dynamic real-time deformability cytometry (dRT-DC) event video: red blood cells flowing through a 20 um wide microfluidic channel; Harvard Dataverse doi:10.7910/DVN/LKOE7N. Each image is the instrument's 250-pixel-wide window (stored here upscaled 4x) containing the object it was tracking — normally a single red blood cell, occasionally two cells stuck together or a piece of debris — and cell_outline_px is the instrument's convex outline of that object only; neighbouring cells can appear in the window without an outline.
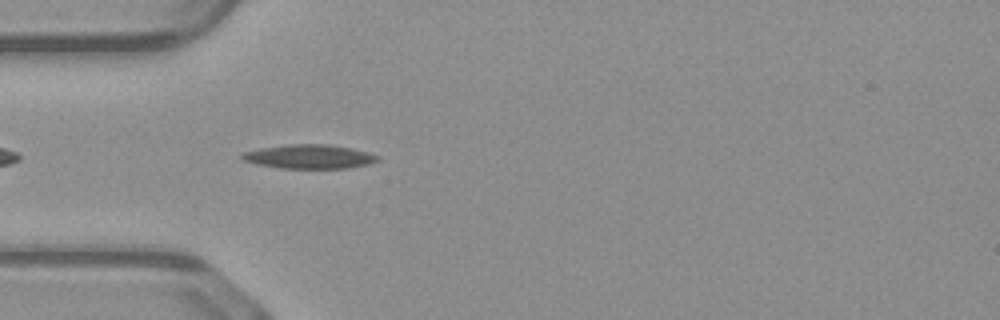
{"species": "common noctule bat (a hibernating species)", "species_latin": "Nyctalus noctula", "temperature_condition": "warm", "stored_images_in_passage": 36, "camera_frame_rate_fps": 3000, "um_per_image_px": 0.085, "animal": {"sex": "male", "body_mass_g": 23.1, "forearm_length_mm": 52.7}, "frame": {"image": 1, "passage_image": 4, "time_ms": 1.0, "image_size_px": [1000, 320], "cell_outline_px": [[380, 160], [368, 164], [348, 168], [280, 168], [256, 164], [244, 160], [240, 156], [240, 152], [260, 148], [288, 144], [328, 144], [352, 148], [368, 152], [380, 156]], "centroid_in_image_um": [26.28, 13.3], "position_along_channel_um": 58.7, "area_um2": 19.13}}
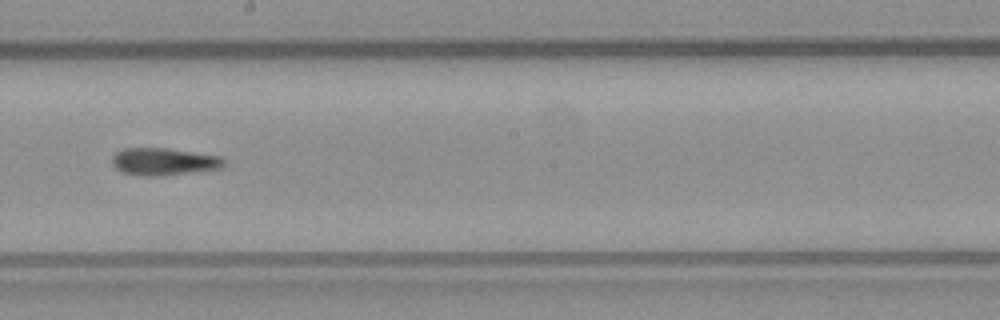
{"frame": {"image": 2, "passage_image": 17, "time_ms": 5.333, "image_size_px": [1000, 320], "cell_outline_px": [[224, 164], [220, 168], [160, 176], [144, 176], [124, 172], [116, 168], [112, 164], [112, 156], [116, 152], [124, 148], [168, 148], [220, 156], [224, 160]], "centroid_in_image_um": [13.89, 13.73], "position_along_channel_um": 234.3, "area_um2": 17.63}}
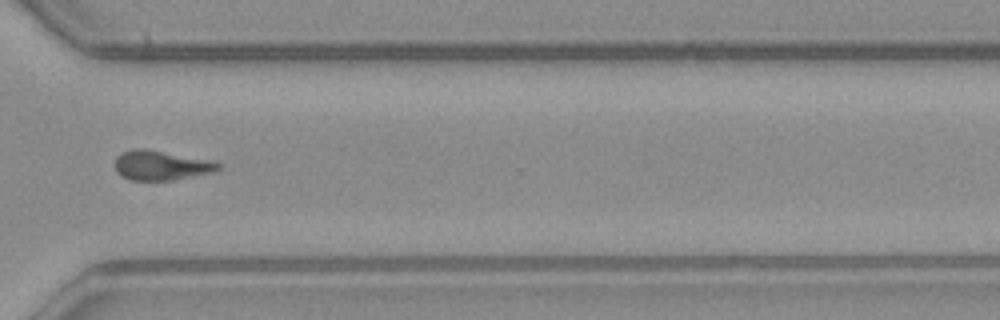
{"frame": {"image": 3, "passage_image": 26, "time_ms": 8.333, "image_size_px": [1000, 320], "cell_outline_px": [[224, 164], [220, 168], [212, 172], [172, 180], [132, 180], [120, 176], [116, 172], [116, 156], [120, 152], [132, 148], [144, 148], [212, 160]], "centroid_in_image_um": [13.68, 14.04], "position_along_channel_um": 356.9, "area_um2": 17.98}, "authors_computed_cell_mechanics": {"area_um2": 17.9758, "velocity_mm_per_s": 4.0955, "shape_relaxation_time_tau1_ms": null, "shape_relaxation_time_tau2_ms": 4.104, "deformation_change_tau1": null, "deformation_change_tau2": 0.1331}}